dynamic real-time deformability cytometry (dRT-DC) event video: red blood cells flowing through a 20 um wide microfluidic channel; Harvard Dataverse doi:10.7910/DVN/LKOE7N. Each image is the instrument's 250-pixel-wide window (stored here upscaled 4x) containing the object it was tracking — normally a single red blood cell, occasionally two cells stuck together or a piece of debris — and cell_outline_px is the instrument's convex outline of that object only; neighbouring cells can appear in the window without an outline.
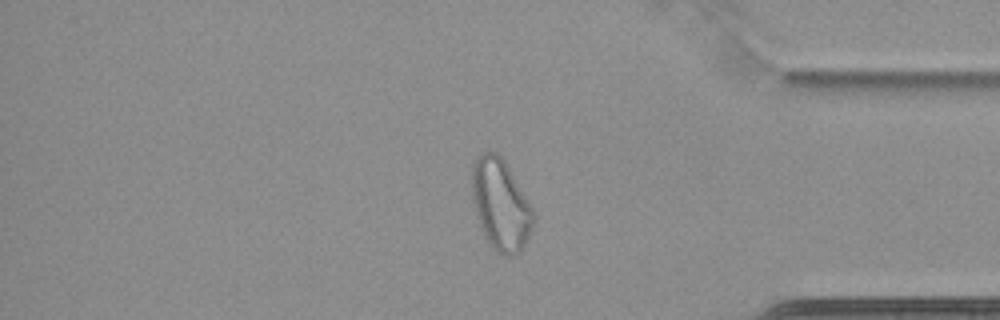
{"species": "common noctule bat (a hibernating species)", "species_latin": "Nyctalus noctula", "temperature_condition": "cold", "stored_images_in_passage": 64, "camera_frame_rate_fps": 3000, "um_per_image_px": 0.085, "animal": {"sex": "female", "body_mass_g": 22.7, "forearm_length_mm": 54.2}, "frame": {"image": 1, "passage_image": 55, "time_ms": 18.0, "image_size_px": [1000, 320], "cell_outline_px": [[536, 220], [528, 240], [520, 252], [516, 256], [508, 256], [496, 252], [488, 244], [480, 228], [476, 216], [472, 196], [472, 164], [484, 152], [496, 152], [504, 160], [532, 208]], "centroid_in_image_um": [42.56, 17.47], "position_along_channel_um": 392.6, "area_um2": 32.71}}